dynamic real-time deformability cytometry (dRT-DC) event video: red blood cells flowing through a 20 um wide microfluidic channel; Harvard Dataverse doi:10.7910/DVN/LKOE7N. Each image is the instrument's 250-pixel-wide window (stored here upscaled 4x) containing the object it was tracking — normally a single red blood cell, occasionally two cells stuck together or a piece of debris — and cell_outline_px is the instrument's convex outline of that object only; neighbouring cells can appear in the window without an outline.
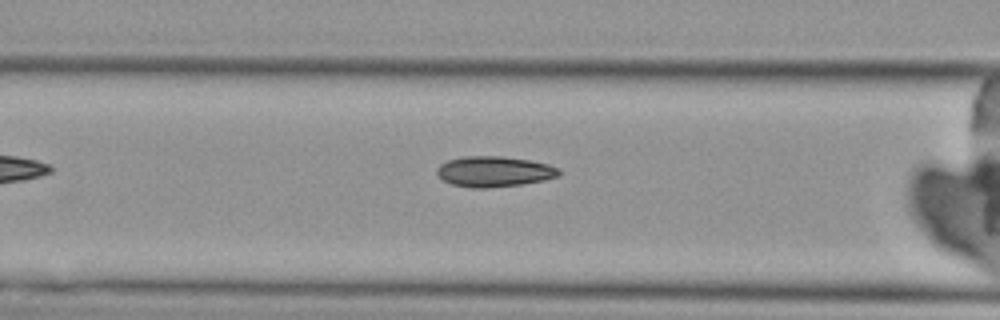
{"species": "Egyptian fruit bat (a non-hibernating species)", "species_latin": "Rousettus aegyptiacus", "temperature_condition": "cold", "stored_images_in_passage": 7, "camera_frame_rate_fps": 3000, "um_per_image_px": 0.085, "animal": {"sex": "female"}, "frame": {"image": 1, "passage_image": 7, "time_ms": 7.0, "image_size_px": [1000, 320], "cell_outline_px": [[560, 176], [544, 180], [520, 184], [488, 188], [472, 188], [452, 184], [444, 180], [436, 172], [436, 168], [440, 164], [448, 160], [464, 156], [500, 156], [528, 160], [548, 164], [560, 168]], "centroid_in_image_um": [42.01, 14.58], "position_along_channel_um": 124.6, "area_um2": 21.68}}